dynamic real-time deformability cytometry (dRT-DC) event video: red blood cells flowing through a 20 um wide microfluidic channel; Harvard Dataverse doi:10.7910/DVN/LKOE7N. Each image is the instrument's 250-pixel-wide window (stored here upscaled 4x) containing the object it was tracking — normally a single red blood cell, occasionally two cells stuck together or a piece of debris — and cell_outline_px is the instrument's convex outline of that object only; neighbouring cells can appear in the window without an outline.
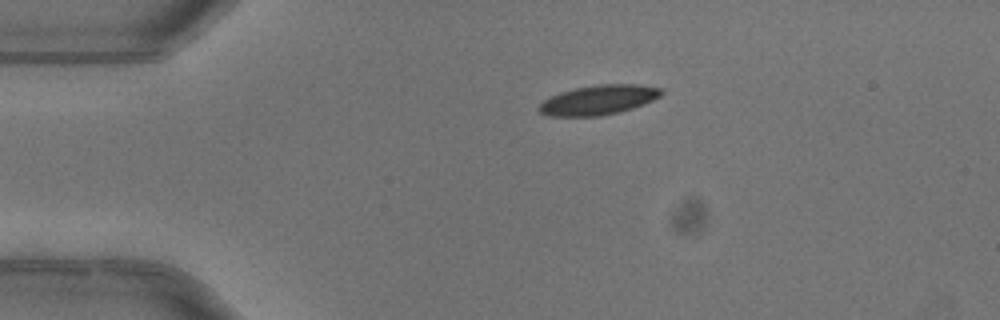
{"species": "common noctule bat (a hibernating species)", "species_latin": "Nyctalus noctula", "temperature_condition": "warm", "stored_images_in_passage": 2, "camera_frame_rate_fps": 3000, "um_per_image_px": 0.085, "animal": {"sex": "female"}, "frame": {"image": 1, "passage_image": 1, "time_ms": 0.0, "image_size_px": [1000, 320], "cell_outline_px": [[664, 92], [660, 96], [644, 104], [632, 108], [600, 116], [548, 116], [540, 112], [536, 108], [544, 100], [560, 92], [576, 88], [600, 84], [640, 84], [664, 88]], "centroid_in_image_um": [50.9, 8.48], "position_along_channel_um": 34.1, "area_um2": 21.1}}